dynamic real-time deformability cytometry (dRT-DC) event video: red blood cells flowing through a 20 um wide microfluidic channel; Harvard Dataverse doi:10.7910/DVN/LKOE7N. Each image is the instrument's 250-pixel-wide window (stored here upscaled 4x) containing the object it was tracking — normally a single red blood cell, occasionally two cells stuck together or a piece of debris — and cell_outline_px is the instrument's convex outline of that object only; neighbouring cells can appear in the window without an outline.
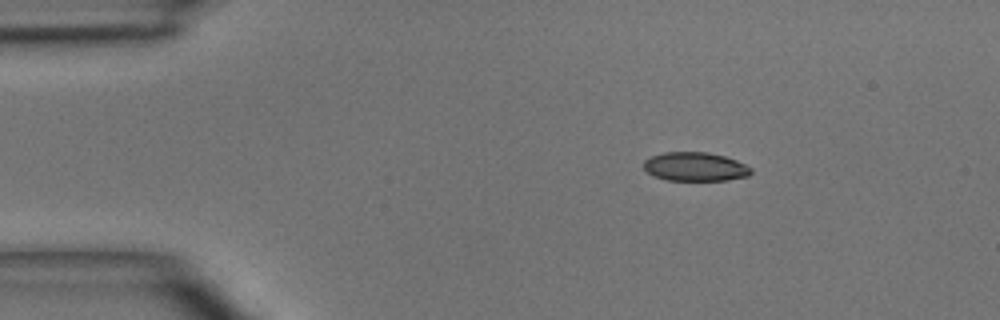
{"species": "common noctule bat (a hibernating species)", "species_latin": "Nyctalus noctula", "temperature_condition": "room temperature", "stored_images_in_passage": 4, "camera_frame_rate_fps": 3000, "um_per_image_px": 0.085, "animal": {"sex": "male", "body_mass_g": 15.6}, "frame": {"image": 1, "passage_image": 1, "time_ms": 0.0, "image_size_px": [1000, 320], "cell_outline_px": [[752, 172], [748, 176], [728, 180], [668, 180], [656, 176], [648, 172], [644, 168], [644, 160], [652, 156], [664, 152], [708, 152], [724, 156], [736, 160], [752, 168]], "centroid_in_image_um": [59.11, 14.16], "position_along_channel_um": 25.9, "area_um2": 17.92}}
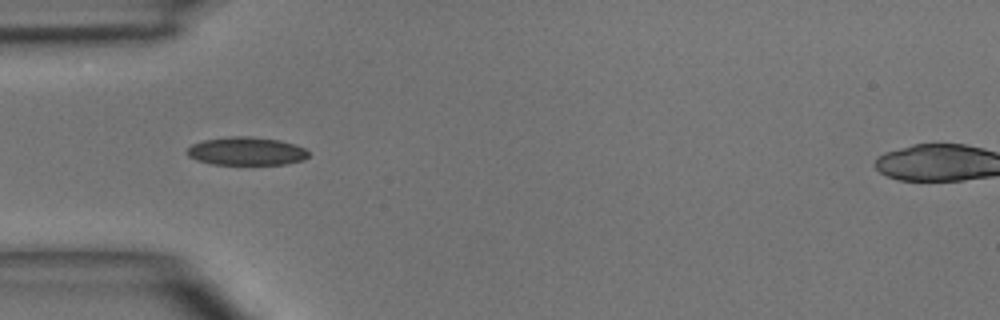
{"frame": {"image": 2, "passage_image": 3, "time_ms": 2.333, "image_size_px": [1000, 320], "cell_outline_px": [[308, 156], [304, 160], [284, 164], [212, 164], [196, 160], [188, 156], [184, 152], [192, 144], [204, 140], [228, 136], [252, 136], [280, 140], [296, 144], [304, 148], [308, 152]], "centroid_in_image_um": [20.92, 12.84], "position_along_channel_um": 64.1, "area_um2": 20.11}}
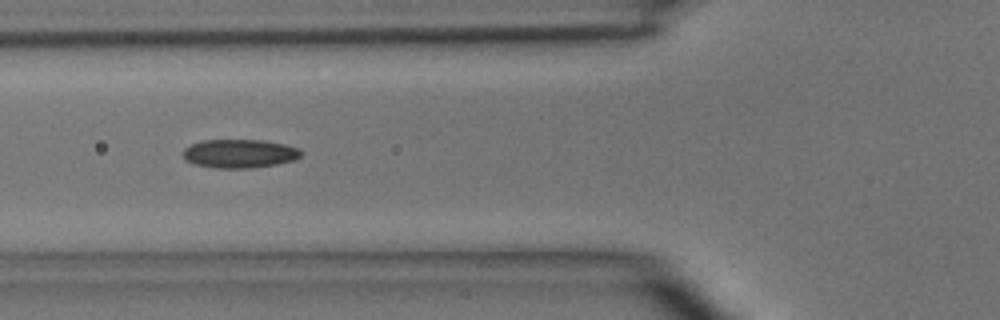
{"frame": {"image": 3, "passage_image": 4, "time_ms": 3.333, "image_size_px": [1000, 320], "cell_outline_px": [[300, 156], [296, 160], [276, 164], [252, 168], [212, 168], [196, 164], [184, 160], [184, 148], [192, 144], [204, 140], [264, 140], [284, 144], [300, 148]], "centroid_in_image_um": [20.37, 13.06], "position_along_channel_um": 105.4, "area_um2": 19.71}}